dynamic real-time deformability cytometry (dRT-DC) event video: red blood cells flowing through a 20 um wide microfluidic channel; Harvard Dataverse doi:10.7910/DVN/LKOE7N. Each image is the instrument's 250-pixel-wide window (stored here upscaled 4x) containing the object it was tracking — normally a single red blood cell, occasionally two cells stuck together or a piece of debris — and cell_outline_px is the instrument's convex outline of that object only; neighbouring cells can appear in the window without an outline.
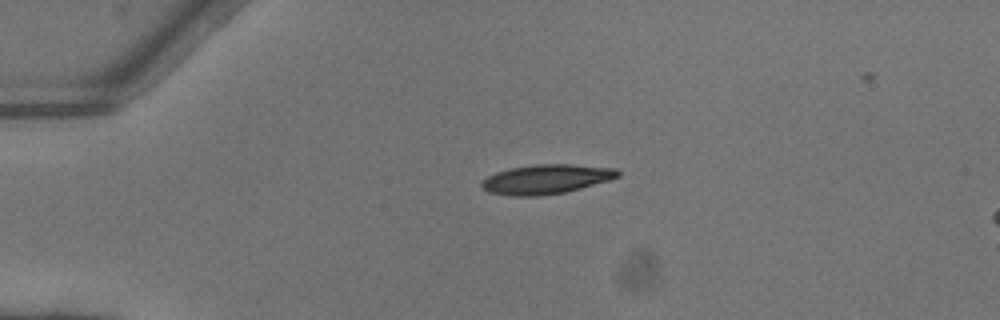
{"species": "common noctule bat (a hibernating species)", "species_latin": "Nyctalus noctula", "temperature_condition": "warm", "stored_images_in_passage": 6, "camera_frame_rate_fps": 3000, "um_per_image_px": 0.085, "animal": {"sex": "female"}, "frame": {"image": 1, "passage_image": 1, "time_ms": 0.0, "image_size_px": [1000, 320], "cell_outline_px": [[620, 176], [608, 180], [580, 188], [564, 192], [536, 196], [512, 196], [488, 192], [480, 184], [488, 176], [496, 172], [512, 168], [536, 164], [568, 164], [616, 168], [620, 172]], "centroid_in_image_um": [46.43, 15.23], "position_along_channel_um": 38.6, "area_um2": 23.06}}